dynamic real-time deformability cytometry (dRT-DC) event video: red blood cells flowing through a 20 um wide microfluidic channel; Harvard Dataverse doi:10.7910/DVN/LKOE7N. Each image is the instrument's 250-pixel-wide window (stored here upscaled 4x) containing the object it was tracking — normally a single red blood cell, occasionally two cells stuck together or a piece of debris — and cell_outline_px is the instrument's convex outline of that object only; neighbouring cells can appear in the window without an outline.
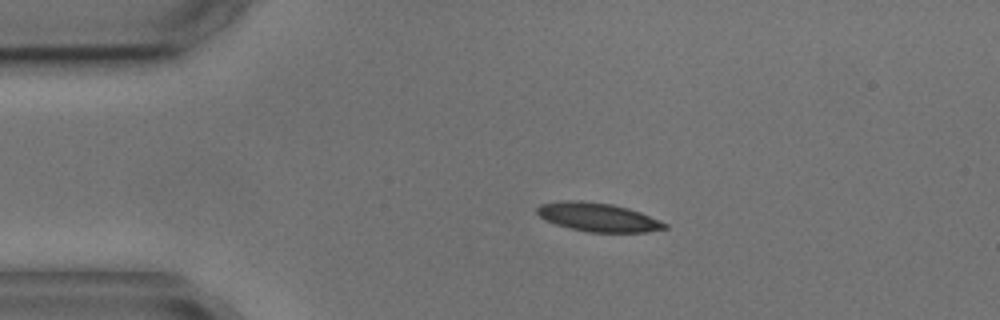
{"species": "common noctule bat (a hibernating species)", "species_latin": "Nyctalus noctula", "temperature_condition": "cold", "stored_images_in_passage": 2, "camera_frame_rate_fps": 3000, "um_per_image_px": 0.085, "animal": {"sex": "male", "body_mass_g": 17.9, "forearm_length_mm": 54.2}, "frame": {"image": 1, "passage_image": 1, "time_ms": 0.0, "image_size_px": [1000, 320], "cell_outline_px": [[668, 228], [648, 232], [588, 232], [556, 224], [544, 220], [536, 212], [536, 208], [540, 204], [560, 200], [580, 200], [612, 204], [628, 208], [640, 212], [668, 224]], "centroid_in_image_um": [50.81, 18.45], "position_along_channel_um": 34.2, "area_um2": 21.39}}